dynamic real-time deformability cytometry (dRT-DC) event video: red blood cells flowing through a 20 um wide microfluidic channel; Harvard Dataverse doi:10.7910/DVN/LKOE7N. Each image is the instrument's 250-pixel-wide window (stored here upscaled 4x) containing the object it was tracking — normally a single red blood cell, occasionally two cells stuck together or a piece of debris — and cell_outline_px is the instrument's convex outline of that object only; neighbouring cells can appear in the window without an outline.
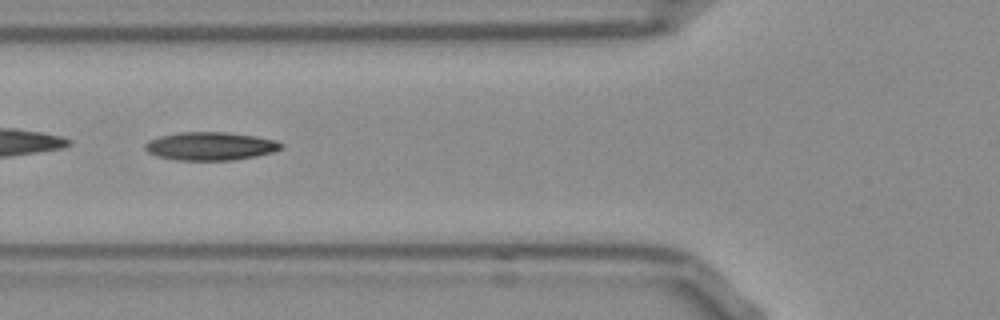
{"species": "Egyptian fruit bat (a non-hibernating species)", "species_latin": "Rousettus aegyptiacus", "temperature_condition": "room temperature", "stored_images_in_passage": 32, "camera_frame_rate_fps": 3000, "um_per_image_px": 0.085, "frame": {"image": 1, "passage_image": 5, "time_ms": 1.333, "image_size_px": [1000, 320], "cell_outline_px": [[284, 148], [272, 152], [256, 156], [232, 160], [176, 160], [156, 156], [148, 152], [144, 148], [144, 144], [148, 140], [160, 136], [180, 132], [224, 132], [256, 136], [276, 140], [284, 144]], "centroid_in_image_um": [17.89, 12.42], "position_along_channel_um": 107.9, "area_um2": 22.48}, "authors_computed_cell_mechanics": {"area_um2": 21.5883, "velocity_mm_per_s": 3.8669, "shape_relaxation_time_tau1_ms": 6.5787, "shape_relaxation_time_tau2_ms": 6.8617, "deformation_change_tau1": 0.1756, "deformation_change_tau2": 0.1604}}